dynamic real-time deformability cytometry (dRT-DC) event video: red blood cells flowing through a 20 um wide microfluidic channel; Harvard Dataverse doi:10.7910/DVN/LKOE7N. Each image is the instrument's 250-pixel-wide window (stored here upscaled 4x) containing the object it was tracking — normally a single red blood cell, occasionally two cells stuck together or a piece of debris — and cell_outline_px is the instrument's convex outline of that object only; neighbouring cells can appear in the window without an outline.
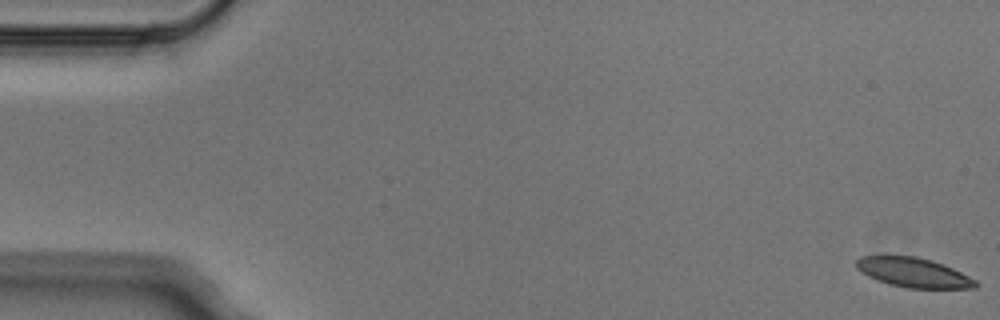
{"species": "Egyptian fruit bat (a non-hibernating species)", "species_latin": "Rousettus aegyptiacus", "temperature_condition": "cold", "stored_images_in_passage": 5, "camera_frame_rate_fps": 3000, "um_per_image_px": 0.085, "animal": {"sex": "male"}, "frame": {"image": 1, "passage_image": 1, "time_ms": 0.0, "image_size_px": [1000, 320], "cell_outline_px": [[980, 284], [976, 288], [908, 288], [888, 284], [876, 280], [860, 272], [856, 268], [856, 260], [860, 256], [888, 252], [916, 256], [932, 260], [944, 264], [976, 280]], "centroid_in_image_um": [77.56, 23.11], "position_along_channel_um": 7.4, "area_um2": 21.44}}
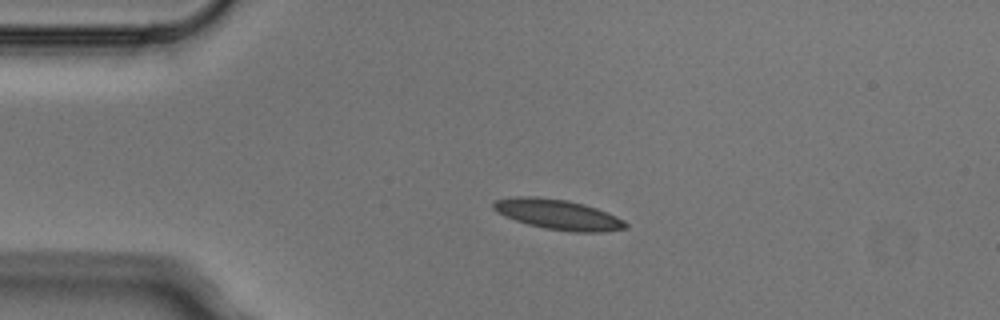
{"frame": {"image": 2, "passage_image": 4, "time_ms": 1.0, "image_size_px": [1000, 320], "cell_outline_px": [[628, 228], [600, 232], [572, 232], [544, 228], [528, 224], [504, 216], [496, 212], [492, 208], [492, 204], [496, 200], [516, 196], [536, 196], [568, 200], [584, 204], [596, 208], [616, 216], [624, 220], [628, 224]], "centroid_in_image_um": [47.42, 18.23], "position_along_channel_um": 37.6, "area_um2": 23.29}}